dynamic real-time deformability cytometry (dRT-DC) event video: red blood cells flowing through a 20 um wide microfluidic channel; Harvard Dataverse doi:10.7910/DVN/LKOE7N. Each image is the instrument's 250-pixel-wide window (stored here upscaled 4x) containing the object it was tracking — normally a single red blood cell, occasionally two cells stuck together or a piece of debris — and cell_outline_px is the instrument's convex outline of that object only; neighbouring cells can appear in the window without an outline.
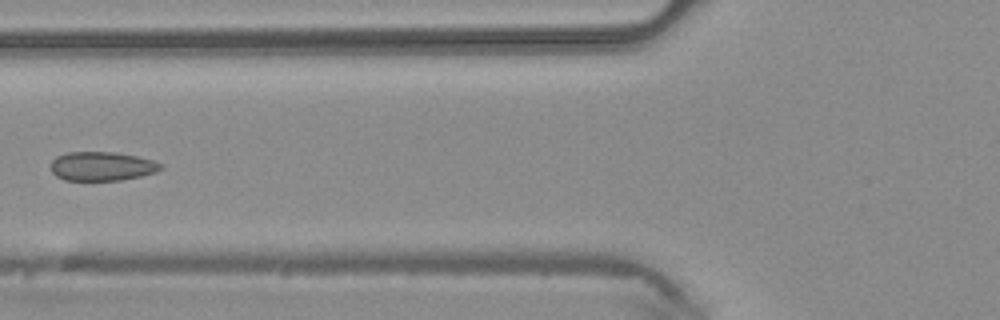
{"species": "common noctule bat (a hibernating species)", "species_latin": "Nyctalus noctula", "temperature_condition": "warm", "stored_images_in_passage": 5, "camera_frame_rate_fps": 3000, "um_per_image_px": 0.085, "animal": {"sex": "male", "body_mass_g": 20.4}, "frame": {"image": 1, "passage_image": 5, "time_ms": 1.333, "image_size_px": [1000, 320], "cell_outline_px": [[164, 168], [156, 172], [140, 176], [120, 180], [64, 180], [56, 176], [52, 172], [52, 160], [56, 156], [68, 152], [116, 152], [136, 156], [152, 160], [164, 164]], "centroid_in_image_um": [8.68, 14.13], "position_along_channel_um": 117.1, "area_um2": 18.61}}